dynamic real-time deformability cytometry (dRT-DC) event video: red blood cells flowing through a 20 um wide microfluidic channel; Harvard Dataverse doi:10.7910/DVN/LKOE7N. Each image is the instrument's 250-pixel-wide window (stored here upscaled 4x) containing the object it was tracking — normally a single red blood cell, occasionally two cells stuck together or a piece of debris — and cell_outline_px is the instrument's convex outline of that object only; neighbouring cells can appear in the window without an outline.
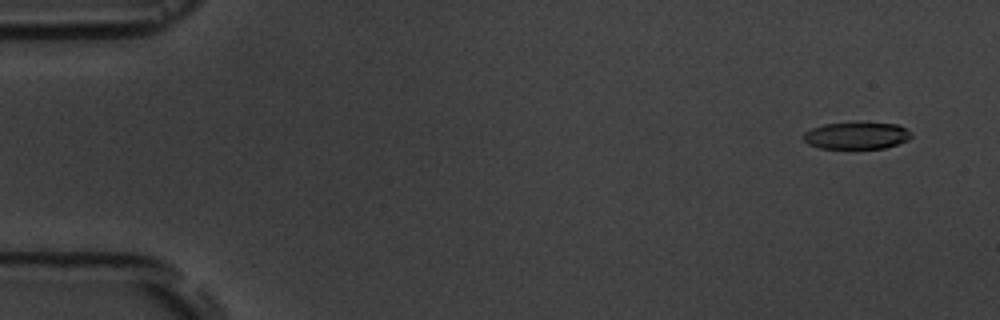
{"species": "common noctule bat (a hibernating species)", "species_latin": "Nyctalus noctula", "temperature_condition": "room temperature", "stored_images_in_passage": 6, "camera_frame_rate_fps": 3000, "um_per_image_px": 0.085, "animal": {"sex": "male", "body_mass_g": 19.5, "forearm_length_mm": 54.6}, "frame": {"image": 1, "passage_image": 1, "time_ms": 0.0, "image_size_px": [1000, 320], "cell_outline_px": [[912, 136], [908, 140], [884, 148], [820, 148], [808, 144], [804, 140], [804, 132], [812, 128], [824, 124], [896, 124], [912, 132]], "centroid_in_image_um": [72.8, 11.55], "position_along_channel_um": 12.2, "area_um2": 16.42}}
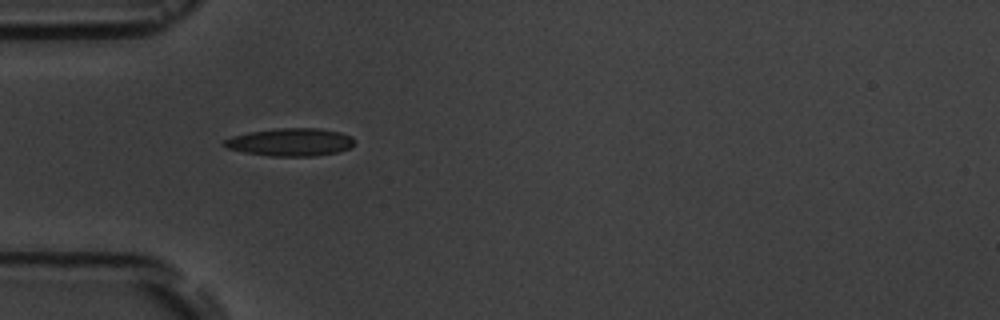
{"frame": {"image": 2, "passage_image": 5, "time_ms": 4.667, "image_size_px": [1000, 320], "cell_outline_px": [[352, 148], [336, 152], [312, 156], [268, 156], [244, 152], [228, 148], [220, 144], [224, 140], [232, 136], [248, 132], [280, 128], [316, 128], [340, 132], [352, 136]], "centroid_in_image_um": [24.65, 12.08], "position_along_channel_um": 60.3, "area_um2": 21.04}}
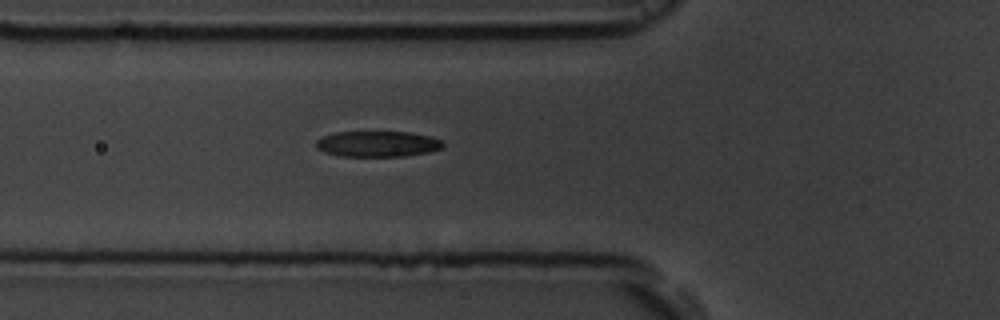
{"frame": {"image": 3, "passage_image": 6, "time_ms": 5.667, "image_size_px": [1000, 320], "cell_outline_px": [[444, 144], [440, 148], [428, 152], [404, 156], [340, 156], [324, 152], [316, 148], [316, 140], [324, 136], [336, 132], [408, 132], [428, 136], [444, 140]], "centroid_in_image_um": [32.08, 12.23], "position_along_channel_um": 93.7, "area_um2": 18.96}}